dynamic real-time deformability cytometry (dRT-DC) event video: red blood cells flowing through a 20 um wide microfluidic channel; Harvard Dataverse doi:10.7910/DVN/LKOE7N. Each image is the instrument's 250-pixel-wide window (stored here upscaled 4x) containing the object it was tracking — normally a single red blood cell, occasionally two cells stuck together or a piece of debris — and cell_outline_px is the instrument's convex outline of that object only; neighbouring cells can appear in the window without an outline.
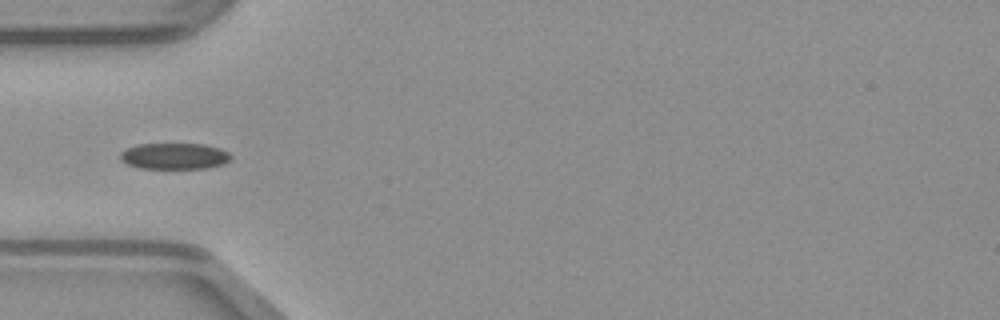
{"species": "common noctule bat (a hibernating species)", "species_latin": "Nyctalus noctula", "temperature_condition": "warm", "stored_images_in_passage": 34, "camera_frame_rate_fps": 3000, "um_per_image_px": 0.085, "animal": {"sex": "male", "body_mass_g": 23.1, "forearm_length_mm": 52.7}, "frame": {"image": 1, "passage_image": 1, "time_ms": 0.0, "image_size_px": [1000, 320], "cell_outline_px": [[232, 160], [224, 164], [208, 168], [140, 168], [128, 164], [120, 160], [120, 152], [128, 148], [140, 144], [204, 144], [220, 148], [228, 152], [232, 156]], "centroid_in_image_um": [14.87, 13.27], "position_along_channel_um": 70.1, "area_um2": 16.94}}
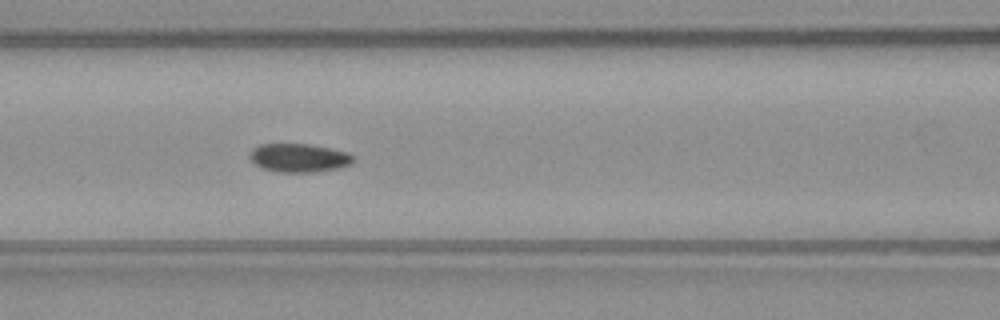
{"frame": {"image": 2, "passage_image": 6, "time_ms": 1.667, "image_size_px": [1000, 320], "cell_outline_px": [[356, 160], [352, 164], [336, 168], [312, 172], [276, 172], [260, 168], [248, 156], [252, 148], [260, 144], [312, 144], [348, 152]], "centroid_in_image_um": [25.4, 13.41], "position_along_channel_um": 141.2, "area_um2": 17.34}}